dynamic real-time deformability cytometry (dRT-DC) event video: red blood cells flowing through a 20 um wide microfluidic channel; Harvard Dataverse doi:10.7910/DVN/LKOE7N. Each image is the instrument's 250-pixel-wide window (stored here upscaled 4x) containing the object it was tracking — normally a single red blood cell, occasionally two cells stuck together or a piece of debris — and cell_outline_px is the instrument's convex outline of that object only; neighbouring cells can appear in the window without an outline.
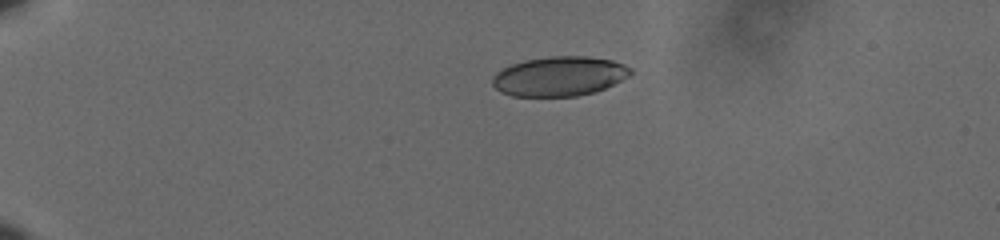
{"species": "human", "species_latin": "Homo sapiens", "temperature_condition": "cold", "stored_images_in_passage": 46, "camera_frame_rate_fps": 3000, "um_per_image_px": 0.085, "donor": {"sex": "male"}, "frame": {"image": 1, "passage_image": 1, "time_ms": 0.0, "image_size_px": [1000, 240], "cell_outline_px": [[632, 72], [628, 76], [604, 88], [592, 92], [576, 96], [512, 96], [500, 92], [492, 84], [492, 80], [496, 72], [512, 64], [524, 60], [552, 56], [584, 56], [612, 60], [624, 64], [632, 68]], "centroid_in_image_um": [47.53, 6.48], "position_along_channel_um": 37.5, "area_um2": 31.62}}
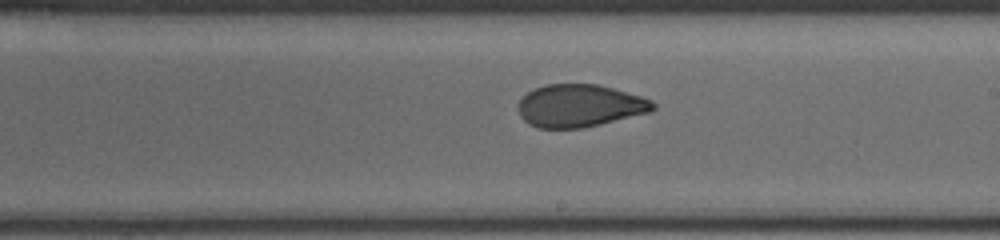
{"frame": {"image": 2, "passage_image": 24, "time_ms": 7.667, "image_size_px": [1000, 240], "cell_outline_px": [[656, 108], [648, 112], [600, 124], [580, 128], [536, 128], [528, 124], [520, 116], [520, 100], [528, 92], [544, 84], [596, 84], [612, 88], [640, 96], [652, 100], [656, 104]], "centroid_in_image_um": [49.27, 8.99], "position_along_channel_um": 239.7, "area_um2": 33.12}}
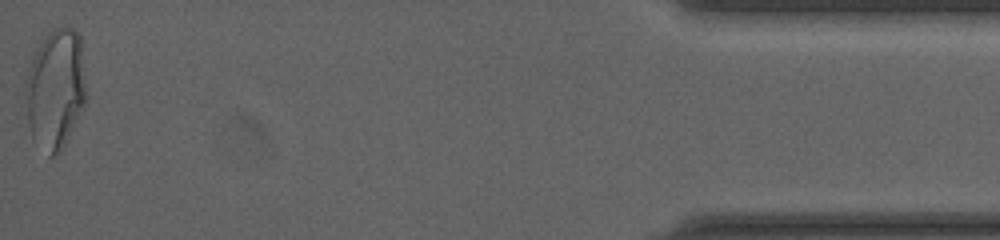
{"frame": {"image": 3, "passage_image": 46, "time_ms": 15.0, "image_size_px": [1000, 240], "cell_outline_px": [[88, 96], [84, 108], [68, 140], [60, 152], [52, 156], [48, 156], [32, 140], [28, 120], [24, 92], [24, 88], [32, 56], [44, 36], [56, 24], [72, 28], [80, 36]], "centroid_in_image_um": [4.73, 7.57], "position_along_channel_um": 430.5, "area_um2": 43.64}, "authors_computed_cell_mechanics": {"area_um2": 34.2176, "velocity_mm_per_s": 3.6084, "shape_relaxation_time_tau1_ms": 4.4756, "shape_relaxation_time_tau2_ms": 1.3067, "deformation_change_tau1": 0.1394, "deformation_change_tau2": 0.0637}}